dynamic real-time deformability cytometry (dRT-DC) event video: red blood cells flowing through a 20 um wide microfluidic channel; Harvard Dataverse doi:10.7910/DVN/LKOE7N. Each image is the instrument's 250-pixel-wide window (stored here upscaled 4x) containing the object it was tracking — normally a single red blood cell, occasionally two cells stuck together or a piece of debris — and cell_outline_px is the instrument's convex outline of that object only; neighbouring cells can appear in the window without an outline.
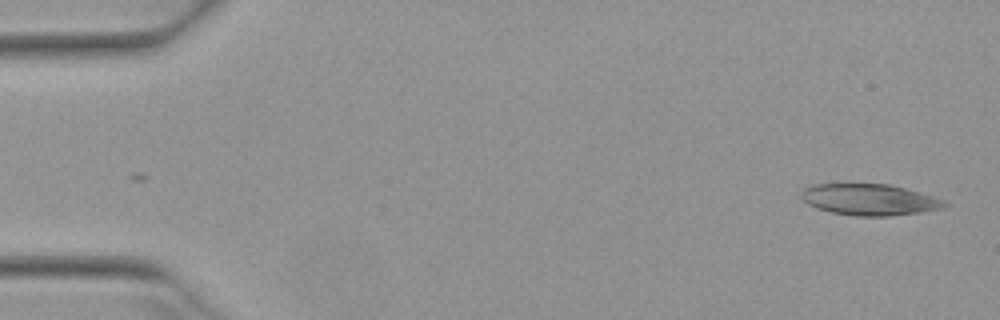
{"species": "Egyptian fruit bat (a non-hibernating species)", "species_latin": "Rousettus aegyptiacus", "temperature_condition": "warm", "stored_images_in_passage": 50, "camera_frame_rate_fps": 3000, "um_per_image_px": 0.085, "animal": {"sex": "female"}, "frame": {"image": 1, "passage_image": 1, "time_ms": 0.0, "image_size_px": [1000, 320], "cell_outline_px": [[948, 204], [944, 208], [920, 212], [888, 216], [856, 216], [832, 212], [816, 208], [808, 204], [800, 196], [800, 192], [804, 188], [812, 184], [888, 184], [920, 192], [944, 200]], "centroid_in_image_um": [73.89, 16.97], "position_along_channel_um": 11.1, "area_um2": 26.07}}
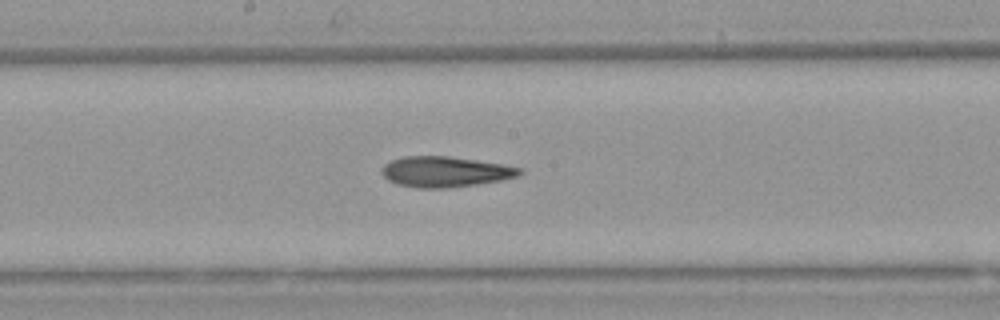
{"frame": {"image": 2, "passage_image": 26, "time_ms": 8.333, "image_size_px": [1000, 320], "cell_outline_px": [[524, 172], [520, 176], [500, 180], [476, 184], [444, 188], [416, 188], [396, 184], [388, 180], [380, 172], [380, 168], [384, 164], [392, 160], [404, 156], [448, 156], [504, 164], [524, 168]], "centroid_in_image_um": [37.84, 14.59], "position_along_channel_um": 210.4, "area_um2": 24.74}}
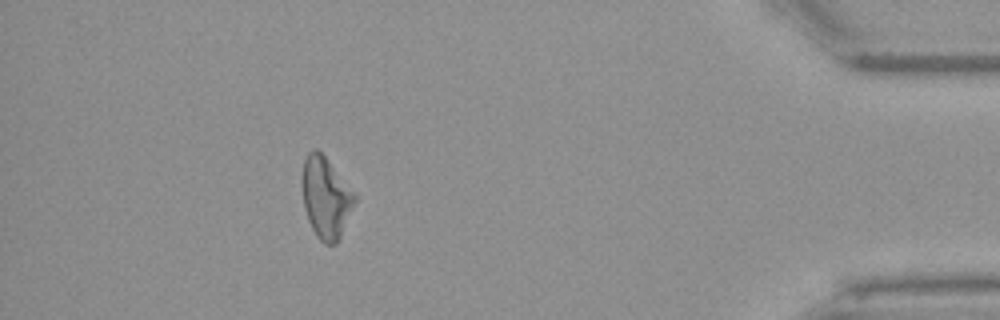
{"frame": {"image": 3, "passage_image": 45, "time_ms": 14.667, "image_size_px": [1000, 320], "cell_outline_px": [[356, 200], [340, 236], [336, 244], [324, 244], [316, 236], [308, 220], [304, 208], [300, 184], [300, 176], [304, 160], [308, 152], [312, 148], [316, 148], [324, 156], [356, 196]], "centroid_in_image_um": [27.63, 16.79], "position_along_channel_um": 407.6, "area_um2": 24.74}, "authors_computed_cell_mechanics": {"area_um2": 24.9985, "velocity_mm_per_s": 3.9534, "shape_relaxation_time_tau1_ms": null, "shape_relaxation_time_tau2_ms": 9.3035, "deformation_change_tau1": null, "deformation_change_tau2": 0.2544}}